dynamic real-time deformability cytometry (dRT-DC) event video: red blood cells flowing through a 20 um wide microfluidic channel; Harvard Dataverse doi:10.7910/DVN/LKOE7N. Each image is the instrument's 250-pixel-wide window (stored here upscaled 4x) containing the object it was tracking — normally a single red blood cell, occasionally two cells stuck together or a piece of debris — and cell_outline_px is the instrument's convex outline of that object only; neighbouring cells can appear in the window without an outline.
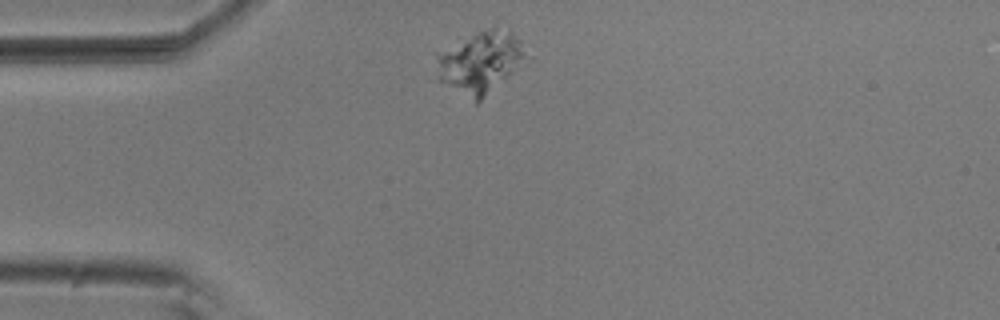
{"species": "common noctule bat (a hibernating species)", "species_latin": "Nyctalus noctula", "temperature_condition": "room temperature", "stored_images_in_passage": 4, "camera_frame_rate_fps": 3000, "um_per_image_px": 0.085, "animal": {"sex": "male", "body_mass_g": 20.5, "forearm_length_mm": 52.5}, "frame": {"image": 1, "passage_image": 1, "time_ms": 0.0, "image_size_px": [1000, 320], "cell_outline_px": [[524, 56], [512, 72], [508, 76], [476, 104], [440, 80], [436, 56], [436, 52], [476, 32], [496, 24], [520, 40], [524, 52]], "centroid_in_image_um": [40.77, 5.26], "position_along_channel_um": 44.2, "area_um2": 31.33}}